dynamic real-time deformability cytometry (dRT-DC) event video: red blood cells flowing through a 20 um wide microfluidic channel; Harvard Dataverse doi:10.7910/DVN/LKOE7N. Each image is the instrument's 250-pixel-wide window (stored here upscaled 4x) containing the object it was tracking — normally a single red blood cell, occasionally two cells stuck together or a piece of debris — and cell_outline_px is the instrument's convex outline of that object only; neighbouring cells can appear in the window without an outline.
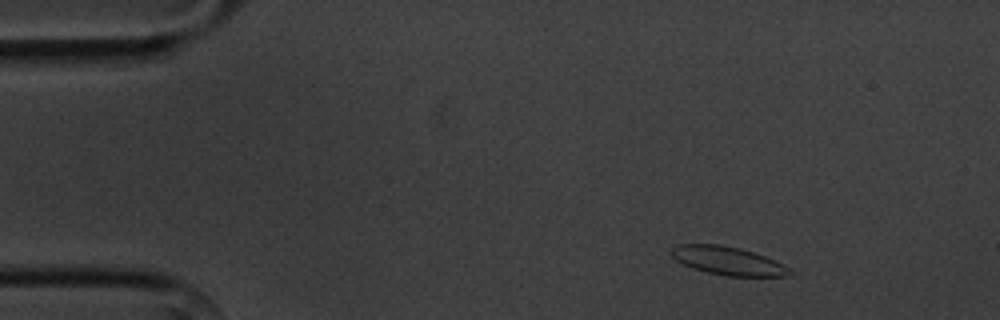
{"species": "common noctule bat (a hibernating species)", "species_latin": "Nyctalus noctula", "temperature_condition": "cold", "stored_images_in_passage": 4, "camera_frame_rate_fps": 3000, "um_per_image_px": 0.085, "animal": {"sex": "male", "body_mass_g": 20.1, "forearm_length_mm": 53.5}, "frame": {"image": 1, "passage_image": 2, "time_ms": 1.0, "image_size_px": [1000, 320], "cell_outline_px": [[796, 272], [784, 276], [728, 276], [708, 272], [692, 268], [676, 260], [672, 256], [672, 248], [676, 244], [720, 244], [740, 248], [764, 256]], "centroid_in_image_um": [61.84, 22.16], "position_along_channel_um": 23.2, "area_um2": 19.25}}